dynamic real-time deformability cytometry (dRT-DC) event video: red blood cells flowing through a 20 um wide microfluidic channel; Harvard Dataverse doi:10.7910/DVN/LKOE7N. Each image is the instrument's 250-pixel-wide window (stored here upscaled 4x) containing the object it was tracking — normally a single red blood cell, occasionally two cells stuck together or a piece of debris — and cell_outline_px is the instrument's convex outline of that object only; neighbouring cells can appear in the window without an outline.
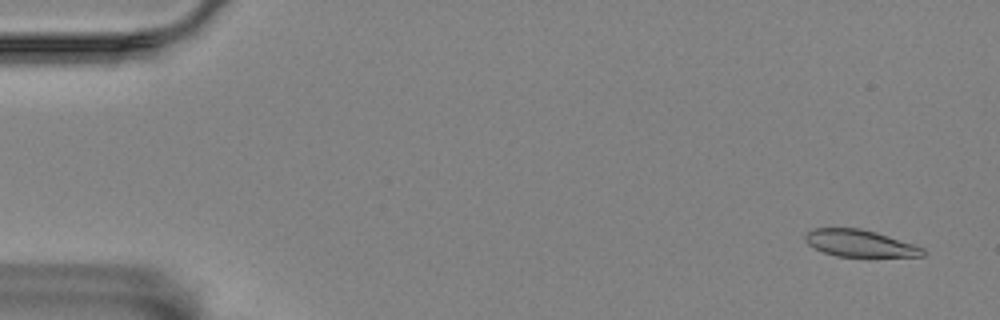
{"species": "Egyptian fruit bat (a non-hibernating species)", "species_latin": "Rousettus aegyptiacus", "temperature_condition": "room temperature", "stored_images_in_passage": 58, "camera_frame_rate_fps": 3000, "um_per_image_px": 0.085, "animal": {"sex": "female"}, "frame": {"image": 1, "passage_image": 3, "time_ms": 0.667, "image_size_px": [1000, 320], "cell_outline_px": [[928, 252], [924, 256], [836, 256], [824, 252], [808, 244], [804, 240], [804, 236], [812, 228], [860, 228], [876, 232], [924, 248]], "centroid_in_image_um": [73.08, 20.67], "position_along_channel_um": 11.9, "area_um2": 18.26}}
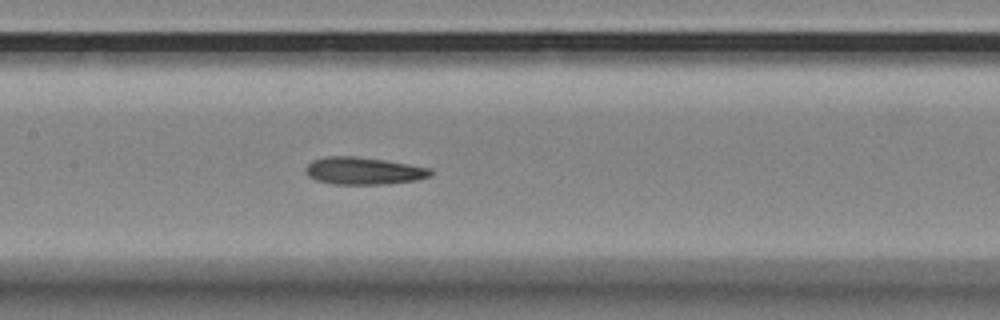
{"frame": {"image": 2, "passage_image": 28, "time_ms": 9.0, "image_size_px": [1000, 320], "cell_outline_px": [[432, 176], [416, 180], [388, 184], [332, 184], [316, 180], [308, 176], [304, 172], [304, 168], [312, 160], [324, 156], [356, 156], [384, 160], [432, 168]], "centroid_in_image_um": [30.88, 14.52], "position_along_channel_um": 176.5, "area_um2": 20.11}}
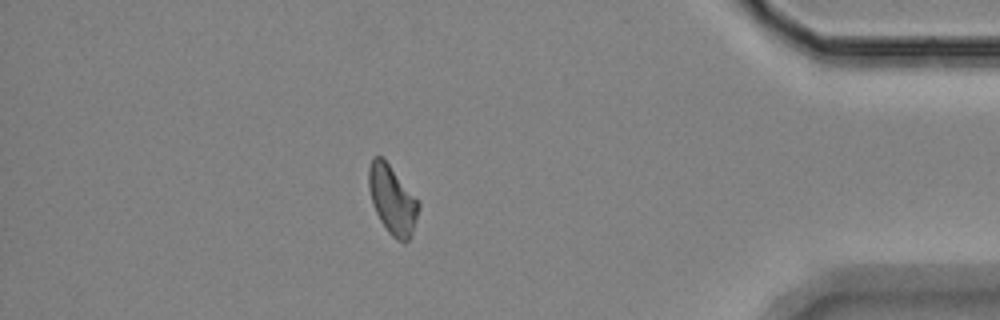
{"frame": {"image": 3, "passage_image": 51, "time_ms": 16.667, "image_size_px": [1000, 320], "cell_outline_px": [[420, 204], [412, 232], [408, 240], [404, 244], [396, 240], [388, 232], [380, 220], [372, 204], [368, 188], [368, 168], [372, 156], [380, 156], [388, 164]], "centroid_in_image_um": [33.3, 17.0], "position_along_channel_um": 401.9, "area_um2": 19.54}, "authors_computed_cell_mechanics": {"area_um2": 19.7098, "velocity_mm_per_s": 3.4287, "shape_relaxation_time_tau1_ms": 7.5928, "shape_relaxation_time_tau2_ms": 3.1254, "deformation_change_tau1": 0.1637, "deformation_change_tau2": 0.1184}}